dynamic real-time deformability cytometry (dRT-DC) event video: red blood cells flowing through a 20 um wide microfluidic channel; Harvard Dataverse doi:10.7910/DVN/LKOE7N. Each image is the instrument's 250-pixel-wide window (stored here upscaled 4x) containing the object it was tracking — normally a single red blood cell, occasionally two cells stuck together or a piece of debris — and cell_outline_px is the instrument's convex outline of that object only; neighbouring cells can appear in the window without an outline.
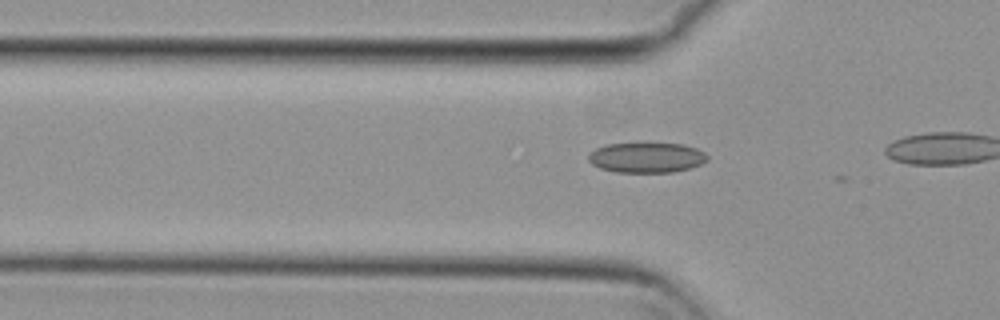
{"species": "common noctule bat (a hibernating species)", "species_latin": "Nyctalus noctula", "temperature_condition": "cold", "stored_images_in_passage": 6, "camera_frame_rate_fps": 3000, "um_per_image_px": 0.085, "animal": {"sex": "female", "body_mass_g": 29.2, "forearm_length_mm": 56.3}, "frame": {"image": 1, "passage_image": 3, "time_ms": 0.667, "image_size_px": [1000, 320], "cell_outline_px": [[708, 160], [692, 168], [672, 172], [616, 172], [600, 168], [592, 164], [588, 160], [588, 152], [604, 144], [640, 140], [684, 144], [696, 148], [704, 152], [708, 156]], "centroid_in_image_um": [54.93, 13.33], "position_along_channel_um": 70.9, "area_um2": 22.08}}